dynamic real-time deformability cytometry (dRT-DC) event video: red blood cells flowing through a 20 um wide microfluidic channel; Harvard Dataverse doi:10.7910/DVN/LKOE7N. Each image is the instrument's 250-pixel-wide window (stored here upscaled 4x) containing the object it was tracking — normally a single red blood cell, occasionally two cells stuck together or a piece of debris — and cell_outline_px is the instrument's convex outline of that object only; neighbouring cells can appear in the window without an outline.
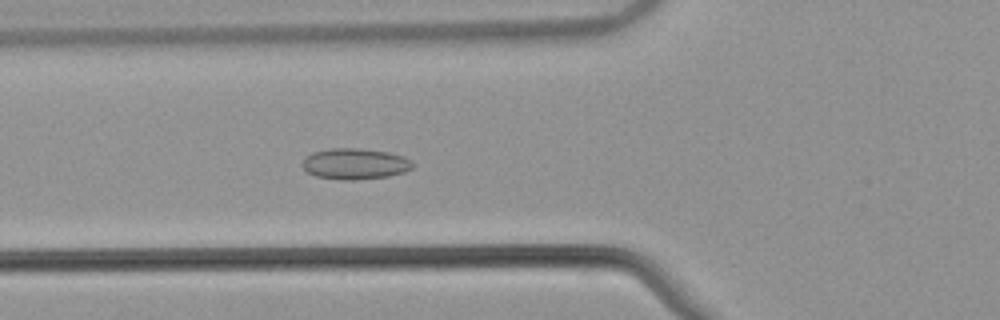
{"species": "common noctule bat (a hibernating species)", "species_latin": "Nyctalus noctula", "temperature_condition": "warm", "stored_images_in_passage": 45, "camera_frame_rate_fps": 3000, "um_per_image_px": 0.085, "animal": {"sex": "male", "body_mass_g": 21.5, "forearm_length_mm": 52.0}, "frame": {"image": 1, "passage_image": 10, "time_ms": 3.0, "image_size_px": [1000, 320], "cell_outline_px": [[412, 168], [404, 172], [388, 176], [356, 180], [340, 180], [316, 176], [308, 172], [304, 168], [304, 156], [312, 152], [328, 148], [360, 148], [388, 152], [404, 156], [412, 160]], "centroid_in_image_um": [30.18, 13.92], "position_along_channel_um": 95.6, "area_um2": 20.0}}
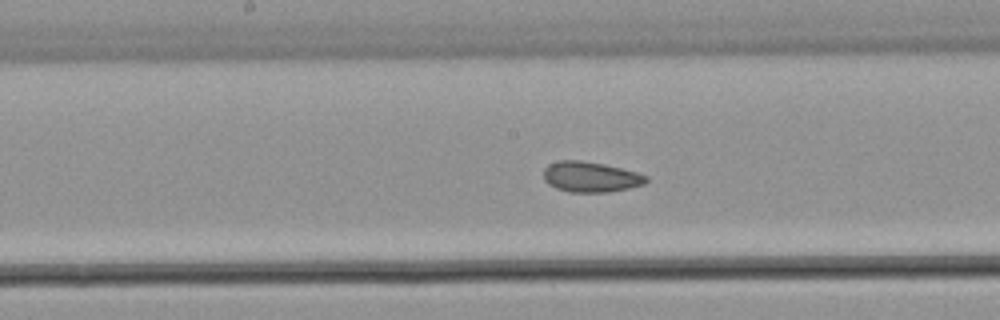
{"frame": {"image": 2, "passage_image": 18, "time_ms": 5.667, "image_size_px": [1000, 320], "cell_outline_px": [[648, 180], [644, 184], [628, 188], [608, 192], [568, 192], [556, 188], [548, 184], [544, 180], [544, 168], [548, 164], [560, 160], [580, 160], [604, 164], [636, 172], [648, 176]], "centroid_in_image_um": [50.18, 15.03], "position_along_channel_um": 198.0, "area_um2": 18.21}}
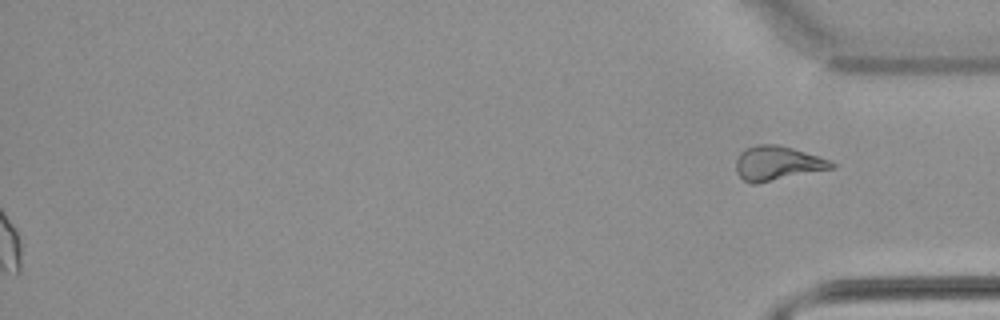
{"frame": {"image": 3, "passage_image": 45, "time_ms": 14.667, "image_size_px": [1000, 320], "cell_outline_px": [[836, 168], [756, 184], [752, 184], [744, 180], [736, 172], [736, 160], [740, 152], [744, 148], [756, 144], [776, 144], [792, 148], [828, 160], [836, 164]], "centroid_in_image_um": [66.05, 13.88], "position_along_channel_um": 369.1, "area_um2": 19.13}, "authors_computed_cell_mechanics": {"area_um2": 18.6694, "velocity_mm_per_s": 3.8434, "shape_relaxation_time_tau1_ms": null, "shape_relaxation_time_tau2_ms": 2.3586, "deformation_change_tau1": null, "deformation_change_tau2": 0.0667}}